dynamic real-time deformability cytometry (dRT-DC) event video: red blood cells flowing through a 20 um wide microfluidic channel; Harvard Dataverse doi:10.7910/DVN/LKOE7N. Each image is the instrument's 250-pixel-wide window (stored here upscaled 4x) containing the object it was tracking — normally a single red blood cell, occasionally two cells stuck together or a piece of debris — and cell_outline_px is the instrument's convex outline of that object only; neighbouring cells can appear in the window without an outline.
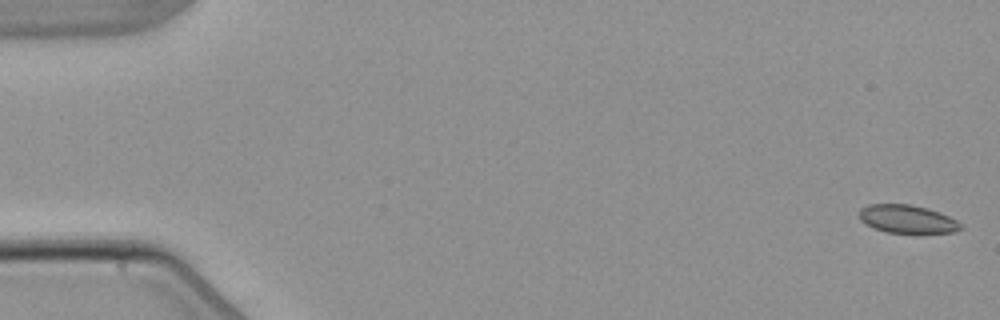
{"species": "common noctule bat (a hibernating species)", "species_latin": "Nyctalus noctula", "temperature_condition": "warm", "stored_images_in_passage": 5, "camera_frame_rate_fps": 3000, "um_per_image_px": 0.085, "animal": {"sex": "male", "body_mass_g": 21.5, "forearm_length_mm": 52.0}, "frame": {"image": 1, "passage_image": 1, "time_ms": 0.0, "image_size_px": [1000, 320], "cell_outline_px": [[964, 228], [956, 232], [916, 236], [888, 232], [876, 228], [860, 220], [860, 208], [868, 204], [912, 204], [928, 208], [940, 212], [956, 220]], "centroid_in_image_um": [77.2, 18.67], "position_along_channel_um": 7.8, "area_um2": 17.4}}
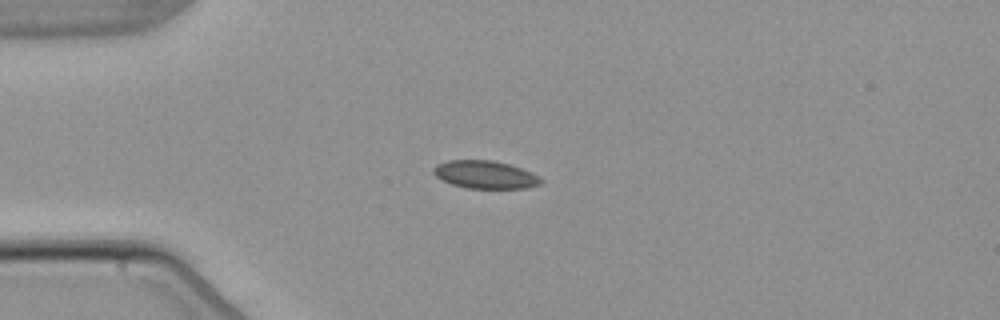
{"frame": {"image": 2, "passage_image": 4, "time_ms": 4.333, "image_size_px": [1000, 320], "cell_outline_px": [[544, 180], [540, 184], [528, 188], [468, 188], [452, 184], [436, 176], [432, 172], [432, 168], [436, 164], [448, 160], [492, 160], [508, 164], [532, 172], [540, 176]], "centroid_in_image_um": [41.25, 14.84], "position_along_channel_um": 43.7, "area_um2": 17.46}}